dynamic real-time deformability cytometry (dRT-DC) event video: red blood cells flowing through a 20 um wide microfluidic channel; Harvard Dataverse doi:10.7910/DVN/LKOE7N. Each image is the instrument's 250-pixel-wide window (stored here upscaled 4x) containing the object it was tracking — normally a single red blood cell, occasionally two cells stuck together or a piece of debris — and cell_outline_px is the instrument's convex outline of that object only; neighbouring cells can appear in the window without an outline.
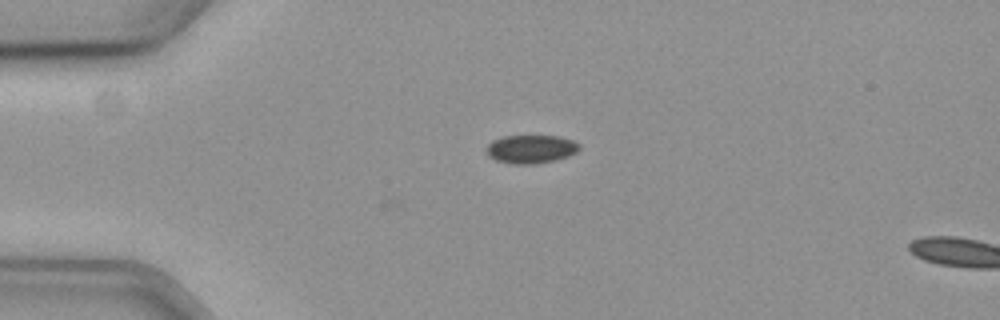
{"species": "common noctule bat (a hibernating species)", "species_latin": "Nyctalus noctula", "temperature_condition": "cold", "stored_images_in_passage": 4, "camera_frame_rate_fps": 3000, "um_per_image_px": 0.085, "animal": {"sex": "female", "body_mass_g": 19.3, "forearm_length_mm": 54.1}, "frame": {"image": 1, "passage_image": 1, "time_ms": 0.0, "image_size_px": [1000, 320], "cell_outline_px": [[580, 148], [576, 152], [568, 156], [552, 160], [532, 164], [516, 164], [496, 160], [488, 156], [488, 144], [492, 140], [504, 136], [560, 136], [572, 140], [580, 144]], "centroid_in_image_um": [45.14, 12.66], "position_along_channel_um": 39.9, "area_um2": 15.14}}